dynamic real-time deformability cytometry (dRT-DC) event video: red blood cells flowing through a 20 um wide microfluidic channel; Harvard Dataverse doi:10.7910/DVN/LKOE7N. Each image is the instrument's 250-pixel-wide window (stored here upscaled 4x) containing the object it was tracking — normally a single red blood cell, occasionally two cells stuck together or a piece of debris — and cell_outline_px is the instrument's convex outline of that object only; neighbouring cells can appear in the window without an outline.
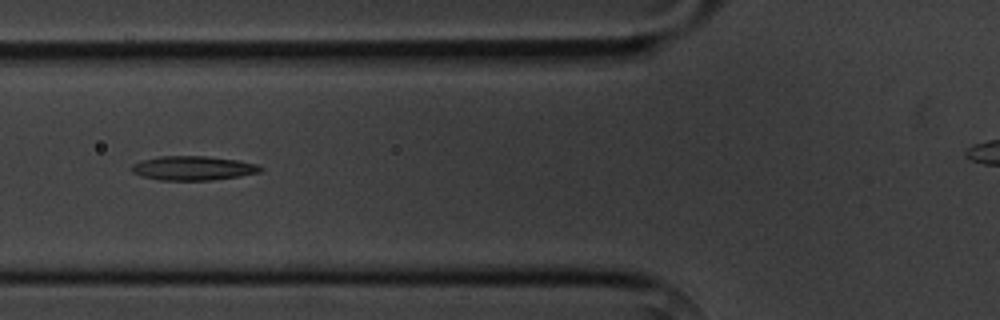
{"species": "common noctule bat (a hibernating species)", "species_latin": "Nyctalus noctula", "temperature_condition": "cold", "stored_images_in_passage": 10, "segment_of_instrument_passage": [1, 2], "camera_frame_rate_fps": 3000, "um_per_image_px": 0.085, "animal": {"sex": "male", "body_mass_g": 20.1, "forearm_length_mm": 53.5}, "frame": {"image": 1, "passage_image": 5, "time_ms": 4.667, "image_size_px": [1000, 320], "cell_outline_px": [[264, 168], [260, 172], [240, 176], [212, 180], [160, 180], [140, 176], [132, 172], [132, 164], [144, 160], [160, 156], [208, 156], [240, 160], [256, 164]], "centroid_in_image_um": [16.44, 14.29], "position_along_channel_um": 109.4, "area_um2": 18.21}}
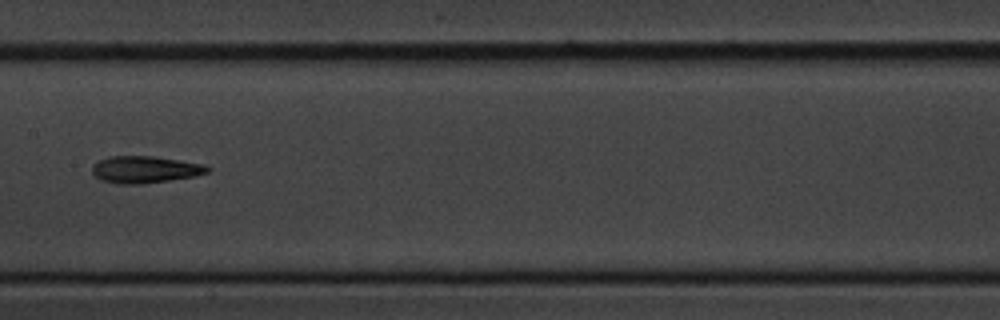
{"frame": {"image": 2, "passage_image": 7, "time_ms": 7.0, "image_size_px": [1000, 320], "cell_outline_px": [[212, 168], [208, 172], [192, 176], [168, 180], [140, 184], [116, 184], [100, 180], [92, 172], [92, 164], [108, 156], [152, 156], [204, 164]], "centroid_in_image_um": [12.28, 14.4], "position_along_channel_um": 195.1, "area_um2": 18.03}}
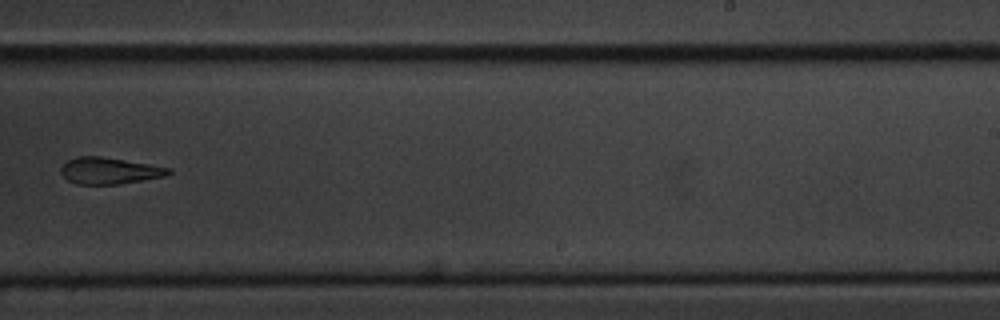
{"frame": {"image": 3, "passage_image": 9, "time_ms": 9.333, "image_size_px": [1000, 320], "cell_outline_px": [[172, 172], [164, 176], [120, 184], [76, 184], [68, 180], [60, 172], [60, 168], [68, 160], [80, 156], [100, 156], [172, 168]], "centroid_in_image_um": [9.29, 14.51], "position_along_channel_um": 279.7, "area_um2": 16.47}}